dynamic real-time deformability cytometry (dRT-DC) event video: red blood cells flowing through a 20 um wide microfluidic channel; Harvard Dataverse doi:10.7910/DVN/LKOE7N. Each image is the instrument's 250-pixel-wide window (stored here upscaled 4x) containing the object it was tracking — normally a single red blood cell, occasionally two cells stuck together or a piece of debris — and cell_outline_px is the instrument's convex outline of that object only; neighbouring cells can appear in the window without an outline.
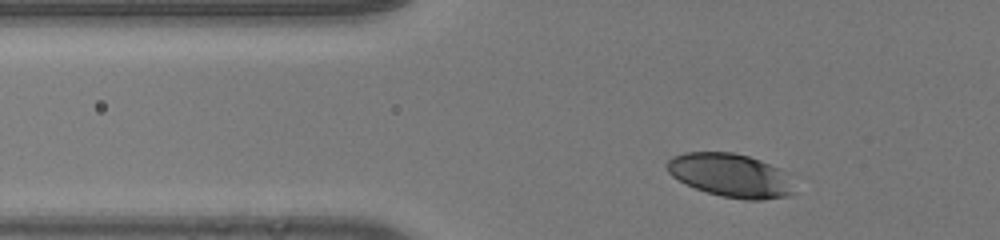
{"species": "human", "species_latin": "Homo sapiens", "temperature_condition": "room temperature", "stored_images_in_passage": 33, "camera_frame_rate_fps": 3000, "um_per_image_px": 0.085, "donor": {"sex": "male"}, "frame": {"image": 1, "passage_image": 5, "time_ms": 1.333, "image_size_px": [1000, 240], "cell_outline_px": [[796, 192], [788, 196], [760, 200], [744, 200], [720, 196], [696, 188], [672, 176], [668, 172], [664, 164], [672, 156], [684, 152], [732, 152], [748, 156], [760, 160], [780, 168], [788, 172]], "centroid_in_image_um": [62.13, 14.9], "position_along_channel_um": 63.7, "area_um2": 32.6}}
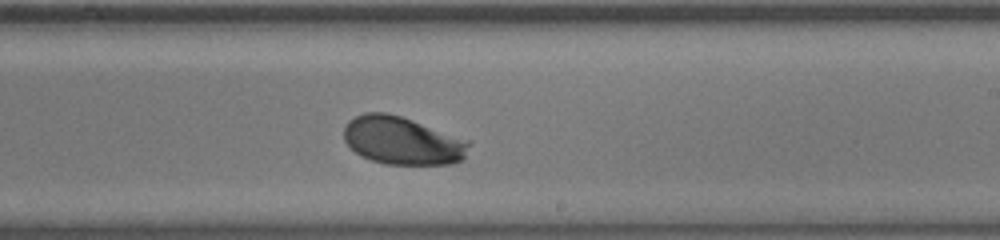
{"frame": {"image": 2, "passage_image": 21, "time_ms": 6.667, "image_size_px": [1000, 240], "cell_outline_px": [[472, 144], [464, 160], [452, 164], [384, 164], [360, 156], [344, 140], [344, 128], [348, 120], [364, 112], [388, 112], [472, 140]], "centroid_in_image_um": [34.26, 11.95], "position_along_channel_um": 254.7, "area_um2": 35.37}}
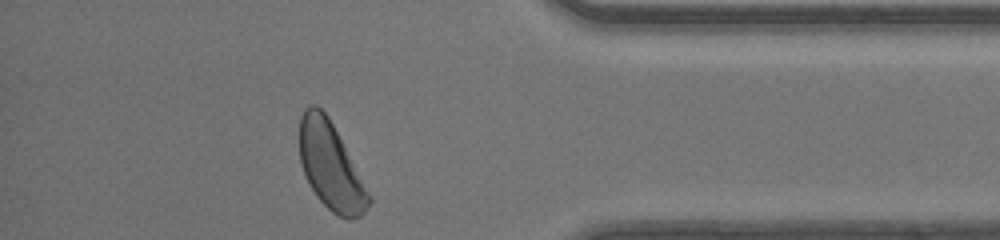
{"frame": {"image": 3, "passage_image": 33, "time_ms": 10.667, "image_size_px": [1000, 240], "cell_outline_px": [[372, 200], [364, 212], [360, 216], [352, 220], [348, 220], [332, 212], [316, 196], [300, 164], [300, 116], [304, 108], [308, 104], [316, 104], [328, 116], [372, 196]], "centroid_in_image_um": [28.11, 14.12], "position_along_channel_um": 407.1, "area_um2": 34.97}, "authors_computed_cell_mechanics": {"area_um2": 34.0442, "velocity_mm_per_s": 4.1503, "shape_relaxation_time_tau1_ms": 1.2606, "shape_relaxation_time_tau2_ms": null, "deformation_change_tau1": 0.101, "deformation_change_tau2": null}}